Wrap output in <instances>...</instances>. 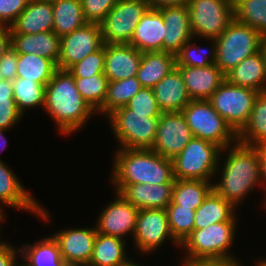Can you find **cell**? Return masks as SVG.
<instances>
[{
    "label": "cell",
    "mask_w": 266,
    "mask_h": 266,
    "mask_svg": "<svg viewBox=\"0 0 266 266\" xmlns=\"http://www.w3.org/2000/svg\"><path fill=\"white\" fill-rule=\"evenodd\" d=\"M167 238L180 247L171 234L166 210L139 209L132 239L134 246L140 250L139 252L147 255V253L157 251V248L161 247Z\"/></svg>",
    "instance_id": "7c38bea8"
},
{
    "label": "cell",
    "mask_w": 266,
    "mask_h": 266,
    "mask_svg": "<svg viewBox=\"0 0 266 266\" xmlns=\"http://www.w3.org/2000/svg\"><path fill=\"white\" fill-rule=\"evenodd\" d=\"M40 1L49 2V3H54V2H56V1H58V0H40Z\"/></svg>",
    "instance_id": "91938a15"
},
{
    "label": "cell",
    "mask_w": 266,
    "mask_h": 266,
    "mask_svg": "<svg viewBox=\"0 0 266 266\" xmlns=\"http://www.w3.org/2000/svg\"><path fill=\"white\" fill-rule=\"evenodd\" d=\"M237 222H219L203 229H194L184 239L179 248L185 249L187 259L227 261L239 264V260L229 253L235 240Z\"/></svg>",
    "instance_id": "277c9868"
},
{
    "label": "cell",
    "mask_w": 266,
    "mask_h": 266,
    "mask_svg": "<svg viewBox=\"0 0 266 266\" xmlns=\"http://www.w3.org/2000/svg\"><path fill=\"white\" fill-rule=\"evenodd\" d=\"M112 185L115 192L138 209H166L172 202L174 183Z\"/></svg>",
    "instance_id": "ac0fdd59"
},
{
    "label": "cell",
    "mask_w": 266,
    "mask_h": 266,
    "mask_svg": "<svg viewBox=\"0 0 266 266\" xmlns=\"http://www.w3.org/2000/svg\"><path fill=\"white\" fill-rule=\"evenodd\" d=\"M142 88L137 77H129L118 81H109L107 96L103 106L96 112L107 118L115 110L125 107L133 96Z\"/></svg>",
    "instance_id": "e575fe53"
},
{
    "label": "cell",
    "mask_w": 266,
    "mask_h": 266,
    "mask_svg": "<svg viewBox=\"0 0 266 266\" xmlns=\"http://www.w3.org/2000/svg\"><path fill=\"white\" fill-rule=\"evenodd\" d=\"M0 98H14L11 81L3 80L0 82Z\"/></svg>",
    "instance_id": "f5cc1de1"
},
{
    "label": "cell",
    "mask_w": 266,
    "mask_h": 266,
    "mask_svg": "<svg viewBox=\"0 0 266 266\" xmlns=\"http://www.w3.org/2000/svg\"><path fill=\"white\" fill-rule=\"evenodd\" d=\"M22 117L14 98H0V128L9 131Z\"/></svg>",
    "instance_id": "ee69618b"
},
{
    "label": "cell",
    "mask_w": 266,
    "mask_h": 266,
    "mask_svg": "<svg viewBox=\"0 0 266 266\" xmlns=\"http://www.w3.org/2000/svg\"><path fill=\"white\" fill-rule=\"evenodd\" d=\"M150 8L160 9L167 6H178L187 4L188 0H147Z\"/></svg>",
    "instance_id": "f907efd6"
},
{
    "label": "cell",
    "mask_w": 266,
    "mask_h": 266,
    "mask_svg": "<svg viewBox=\"0 0 266 266\" xmlns=\"http://www.w3.org/2000/svg\"><path fill=\"white\" fill-rule=\"evenodd\" d=\"M113 184L174 183L172 159L152 149H118L114 155Z\"/></svg>",
    "instance_id": "3957f363"
},
{
    "label": "cell",
    "mask_w": 266,
    "mask_h": 266,
    "mask_svg": "<svg viewBox=\"0 0 266 266\" xmlns=\"http://www.w3.org/2000/svg\"><path fill=\"white\" fill-rule=\"evenodd\" d=\"M258 94L257 90L225 80L208 101L238 134L247 124Z\"/></svg>",
    "instance_id": "30bf717a"
},
{
    "label": "cell",
    "mask_w": 266,
    "mask_h": 266,
    "mask_svg": "<svg viewBox=\"0 0 266 266\" xmlns=\"http://www.w3.org/2000/svg\"><path fill=\"white\" fill-rule=\"evenodd\" d=\"M182 266H235L233 263L220 260L187 259L184 258Z\"/></svg>",
    "instance_id": "c3c4849f"
},
{
    "label": "cell",
    "mask_w": 266,
    "mask_h": 266,
    "mask_svg": "<svg viewBox=\"0 0 266 266\" xmlns=\"http://www.w3.org/2000/svg\"><path fill=\"white\" fill-rule=\"evenodd\" d=\"M10 46V27L0 23V58Z\"/></svg>",
    "instance_id": "681fc988"
},
{
    "label": "cell",
    "mask_w": 266,
    "mask_h": 266,
    "mask_svg": "<svg viewBox=\"0 0 266 266\" xmlns=\"http://www.w3.org/2000/svg\"><path fill=\"white\" fill-rule=\"evenodd\" d=\"M11 47L18 54H38L56 66L60 54V37L53 31L36 34H10Z\"/></svg>",
    "instance_id": "cb8c5ba5"
},
{
    "label": "cell",
    "mask_w": 266,
    "mask_h": 266,
    "mask_svg": "<svg viewBox=\"0 0 266 266\" xmlns=\"http://www.w3.org/2000/svg\"><path fill=\"white\" fill-rule=\"evenodd\" d=\"M4 132H7V130L6 129H3V128H0V145L3 144L0 147V151L4 150V148L6 147V144H7V140L4 137ZM0 160H1V158H0Z\"/></svg>",
    "instance_id": "db71d44e"
},
{
    "label": "cell",
    "mask_w": 266,
    "mask_h": 266,
    "mask_svg": "<svg viewBox=\"0 0 266 266\" xmlns=\"http://www.w3.org/2000/svg\"><path fill=\"white\" fill-rule=\"evenodd\" d=\"M115 193L117 198L108 203L97 218L96 229L98 233L124 240L125 236L133 237L139 209Z\"/></svg>",
    "instance_id": "9a60e30c"
},
{
    "label": "cell",
    "mask_w": 266,
    "mask_h": 266,
    "mask_svg": "<svg viewBox=\"0 0 266 266\" xmlns=\"http://www.w3.org/2000/svg\"><path fill=\"white\" fill-rule=\"evenodd\" d=\"M105 68V44L94 53L89 54L83 60L72 65L68 71L74 78H89L95 74L104 73Z\"/></svg>",
    "instance_id": "60d3db41"
},
{
    "label": "cell",
    "mask_w": 266,
    "mask_h": 266,
    "mask_svg": "<svg viewBox=\"0 0 266 266\" xmlns=\"http://www.w3.org/2000/svg\"><path fill=\"white\" fill-rule=\"evenodd\" d=\"M12 87L15 103L22 115L27 109L44 107L46 86L26 78L16 77L12 81Z\"/></svg>",
    "instance_id": "d590c367"
},
{
    "label": "cell",
    "mask_w": 266,
    "mask_h": 266,
    "mask_svg": "<svg viewBox=\"0 0 266 266\" xmlns=\"http://www.w3.org/2000/svg\"><path fill=\"white\" fill-rule=\"evenodd\" d=\"M159 117L136 113L126 107L108 116L119 149H151L154 145Z\"/></svg>",
    "instance_id": "ba28073f"
},
{
    "label": "cell",
    "mask_w": 266,
    "mask_h": 266,
    "mask_svg": "<svg viewBox=\"0 0 266 266\" xmlns=\"http://www.w3.org/2000/svg\"><path fill=\"white\" fill-rule=\"evenodd\" d=\"M3 80H4V78H3L2 74H1V71H0V82L3 81Z\"/></svg>",
    "instance_id": "6125c7cd"
},
{
    "label": "cell",
    "mask_w": 266,
    "mask_h": 266,
    "mask_svg": "<svg viewBox=\"0 0 266 266\" xmlns=\"http://www.w3.org/2000/svg\"><path fill=\"white\" fill-rule=\"evenodd\" d=\"M103 45L100 25L86 23L60 38L57 68L68 70L72 65L99 50Z\"/></svg>",
    "instance_id": "4fadbf2b"
},
{
    "label": "cell",
    "mask_w": 266,
    "mask_h": 266,
    "mask_svg": "<svg viewBox=\"0 0 266 266\" xmlns=\"http://www.w3.org/2000/svg\"><path fill=\"white\" fill-rule=\"evenodd\" d=\"M43 109L63 135L79 131L96 113L77 90L73 75L59 68L46 84Z\"/></svg>",
    "instance_id": "6da1fadb"
},
{
    "label": "cell",
    "mask_w": 266,
    "mask_h": 266,
    "mask_svg": "<svg viewBox=\"0 0 266 266\" xmlns=\"http://www.w3.org/2000/svg\"><path fill=\"white\" fill-rule=\"evenodd\" d=\"M191 100H208L226 80L225 74L215 64L206 67L176 66Z\"/></svg>",
    "instance_id": "ffe728a7"
},
{
    "label": "cell",
    "mask_w": 266,
    "mask_h": 266,
    "mask_svg": "<svg viewBox=\"0 0 266 266\" xmlns=\"http://www.w3.org/2000/svg\"><path fill=\"white\" fill-rule=\"evenodd\" d=\"M1 204L18 210L25 209L46 222L50 221L48 211H45L41 203L25 190L22 182L2 159L0 160V207L3 206Z\"/></svg>",
    "instance_id": "2e32d148"
},
{
    "label": "cell",
    "mask_w": 266,
    "mask_h": 266,
    "mask_svg": "<svg viewBox=\"0 0 266 266\" xmlns=\"http://www.w3.org/2000/svg\"><path fill=\"white\" fill-rule=\"evenodd\" d=\"M56 69L57 66L50 59L38 54H18V78H26L46 86Z\"/></svg>",
    "instance_id": "836d02e7"
},
{
    "label": "cell",
    "mask_w": 266,
    "mask_h": 266,
    "mask_svg": "<svg viewBox=\"0 0 266 266\" xmlns=\"http://www.w3.org/2000/svg\"><path fill=\"white\" fill-rule=\"evenodd\" d=\"M262 147L266 150V142L262 145Z\"/></svg>",
    "instance_id": "be15d7a7"
},
{
    "label": "cell",
    "mask_w": 266,
    "mask_h": 266,
    "mask_svg": "<svg viewBox=\"0 0 266 266\" xmlns=\"http://www.w3.org/2000/svg\"><path fill=\"white\" fill-rule=\"evenodd\" d=\"M181 112L193 137L216 144L222 150L238 142V134L208 100H191Z\"/></svg>",
    "instance_id": "52a82bcc"
},
{
    "label": "cell",
    "mask_w": 266,
    "mask_h": 266,
    "mask_svg": "<svg viewBox=\"0 0 266 266\" xmlns=\"http://www.w3.org/2000/svg\"><path fill=\"white\" fill-rule=\"evenodd\" d=\"M29 0H0V23L10 26L27 6Z\"/></svg>",
    "instance_id": "f6af8a7d"
},
{
    "label": "cell",
    "mask_w": 266,
    "mask_h": 266,
    "mask_svg": "<svg viewBox=\"0 0 266 266\" xmlns=\"http://www.w3.org/2000/svg\"><path fill=\"white\" fill-rule=\"evenodd\" d=\"M96 235V227L67 228L52 234L59 245L62 259L69 266L89 264Z\"/></svg>",
    "instance_id": "e0dca14e"
},
{
    "label": "cell",
    "mask_w": 266,
    "mask_h": 266,
    "mask_svg": "<svg viewBox=\"0 0 266 266\" xmlns=\"http://www.w3.org/2000/svg\"><path fill=\"white\" fill-rule=\"evenodd\" d=\"M142 52L130 44H105L104 74L109 81L136 77Z\"/></svg>",
    "instance_id": "44dd1931"
},
{
    "label": "cell",
    "mask_w": 266,
    "mask_h": 266,
    "mask_svg": "<svg viewBox=\"0 0 266 266\" xmlns=\"http://www.w3.org/2000/svg\"><path fill=\"white\" fill-rule=\"evenodd\" d=\"M3 212H0V223L2 222L3 223V220H5V215L3 216ZM2 224H0V227H1ZM1 229V228H0ZM1 232V231H0ZM1 235V234H0ZM4 241H0V245L3 243Z\"/></svg>",
    "instance_id": "6f0895ef"
},
{
    "label": "cell",
    "mask_w": 266,
    "mask_h": 266,
    "mask_svg": "<svg viewBox=\"0 0 266 266\" xmlns=\"http://www.w3.org/2000/svg\"><path fill=\"white\" fill-rule=\"evenodd\" d=\"M149 8L147 0H117L99 24L104 44H129L135 27Z\"/></svg>",
    "instance_id": "8fae6325"
},
{
    "label": "cell",
    "mask_w": 266,
    "mask_h": 266,
    "mask_svg": "<svg viewBox=\"0 0 266 266\" xmlns=\"http://www.w3.org/2000/svg\"><path fill=\"white\" fill-rule=\"evenodd\" d=\"M210 182V183H209ZM212 181L175 180L172 201L191 210H196L212 191Z\"/></svg>",
    "instance_id": "d6a6232c"
},
{
    "label": "cell",
    "mask_w": 266,
    "mask_h": 266,
    "mask_svg": "<svg viewBox=\"0 0 266 266\" xmlns=\"http://www.w3.org/2000/svg\"><path fill=\"white\" fill-rule=\"evenodd\" d=\"M18 53L10 46L0 58V71L4 80L13 81L16 78Z\"/></svg>",
    "instance_id": "bcb514c9"
},
{
    "label": "cell",
    "mask_w": 266,
    "mask_h": 266,
    "mask_svg": "<svg viewBox=\"0 0 266 266\" xmlns=\"http://www.w3.org/2000/svg\"><path fill=\"white\" fill-rule=\"evenodd\" d=\"M222 153H225V150L218 145L193 137L184 149L172 159L174 179L211 181L221 167L220 156Z\"/></svg>",
    "instance_id": "5b68a950"
},
{
    "label": "cell",
    "mask_w": 266,
    "mask_h": 266,
    "mask_svg": "<svg viewBox=\"0 0 266 266\" xmlns=\"http://www.w3.org/2000/svg\"><path fill=\"white\" fill-rule=\"evenodd\" d=\"M20 257L28 266H69L61 257L59 245L53 236L25 243L20 248Z\"/></svg>",
    "instance_id": "f1b7e54d"
},
{
    "label": "cell",
    "mask_w": 266,
    "mask_h": 266,
    "mask_svg": "<svg viewBox=\"0 0 266 266\" xmlns=\"http://www.w3.org/2000/svg\"><path fill=\"white\" fill-rule=\"evenodd\" d=\"M125 107L136 113L148 114L150 117H160L162 114L151 88H141Z\"/></svg>",
    "instance_id": "b9f144b4"
},
{
    "label": "cell",
    "mask_w": 266,
    "mask_h": 266,
    "mask_svg": "<svg viewBox=\"0 0 266 266\" xmlns=\"http://www.w3.org/2000/svg\"><path fill=\"white\" fill-rule=\"evenodd\" d=\"M16 266H28V265H26V264L24 263V261H23V263L21 262V264H20V263H17Z\"/></svg>",
    "instance_id": "94428289"
},
{
    "label": "cell",
    "mask_w": 266,
    "mask_h": 266,
    "mask_svg": "<svg viewBox=\"0 0 266 266\" xmlns=\"http://www.w3.org/2000/svg\"><path fill=\"white\" fill-rule=\"evenodd\" d=\"M257 262H256L257 266H266V259L264 260V258L261 260L259 259V261Z\"/></svg>",
    "instance_id": "680465c9"
},
{
    "label": "cell",
    "mask_w": 266,
    "mask_h": 266,
    "mask_svg": "<svg viewBox=\"0 0 266 266\" xmlns=\"http://www.w3.org/2000/svg\"><path fill=\"white\" fill-rule=\"evenodd\" d=\"M164 32L162 13L149 8L135 27L129 44L140 52L163 51Z\"/></svg>",
    "instance_id": "7402d4cb"
},
{
    "label": "cell",
    "mask_w": 266,
    "mask_h": 266,
    "mask_svg": "<svg viewBox=\"0 0 266 266\" xmlns=\"http://www.w3.org/2000/svg\"><path fill=\"white\" fill-rule=\"evenodd\" d=\"M165 25L163 51L176 55L193 38L187 4L159 9Z\"/></svg>",
    "instance_id": "d6986e66"
},
{
    "label": "cell",
    "mask_w": 266,
    "mask_h": 266,
    "mask_svg": "<svg viewBox=\"0 0 266 266\" xmlns=\"http://www.w3.org/2000/svg\"><path fill=\"white\" fill-rule=\"evenodd\" d=\"M225 77L230 84L265 92L266 62L262 51L242 60Z\"/></svg>",
    "instance_id": "484cf974"
},
{
    "label": "cell",
    "mask_w": 266,
    "mask_h": 266,
    "mask_svg": "<svg viewBox=\"0 0 266 266\" xmlns=\"http://www.w3.org/2000/svg\"><path fill=\"white\" fill-rule=\"evenodd\" d=\"M177 66L176 55L164 51L142 52L137 79L142 88H151Z\"/></svg>",
    "instance_id": "4316f807"
},
{
    "label": "cell",
    "mask_w": 266,
    "mask_h": 266,
    "mask_svg": "<svg viewBox=\"0 0 266 266\" xmlns=\"http://www.w3.org/2000/svg\"><path fill=\"white\" fill-rule=\"evenodd\" d=\"M192 35L216 39L234 20L232 0H188Z\"/></svg>",
    "instance_id": "9c48e42d"
},
{
    "label": "cell",
    "mask_w": 266,
    "mask_h": 266,
    "mask_svg": "<svg viewBox=\"0 0 266 266\" xmlns=\"http://www.w3.org/2000/svg\"><path fill=\"white\" fill-rule=\"evenodd\" d=\"M117 0H81L83 16L87 23L100 24Z\"/></svg>",
    "instance_id": "7bdbcfd3"
},
{
    "label": "cell",
    "mask_w": 266,
    "mask_h": 266,
    "mask_svg": "<svg viewBox=\"0 0 266 266\" xmlns=\"http://www.w3.org/2000/svg\"><path fill=\"white\" fill-rule=\"evenodd\" d=\"M193 40H195L194 37L190 41L186 42L182 46L181 50L176 54L177 66L206 67L215 63L217 48L216 40L206 39L212 42L210 51H207L208 49L201 48V46L199 47V45L196 44V41L194 42Z\"/></svg>",
    "instance_id": "f35d334b"
},
{
    "label": "cell",
    "mask_w": 266,
    "mask_h": 266,
    "mask_svg": "<svg viewBox=\"0 0 266 266\" xmlns=\"http://www.w3.org/2000/svg\"><path fill=\"white\" fill-rule=\"evenodd\" d=\"M53 29L60 38L84 26L81 0H58L52 3Z\"/></svg>",
    "instance_id": "4dcf8cb0"
},
{
    "label": "cell",
    "mask_w": 266,
    "mask_h": 266,
    "mask_svg": "<svg viewBox=\"0 0 266 266\" xmlns=\"http://www.w3.org/2000/svg\"><path fill=\"white\" fill-rule=\"evenodd\" d=\"M259 158H260L261 184L263 182V184H265L266 186V150L262 146H259ZM264 195L265 198L262 199L263 200L262 202L264 203L263 206L266 207V194Z\"/></svg>",
    "instance_id": "816d5d0a"
},
{
    "label": "cell",
    "mask_w": 266,
    "mask_h": 266,
    "mask_svg": "<svg viewBox=\"0 0 266 266\" xmlns=\"http://www.w3.org/2000/svg\"><path fill=\"white\" fill-rule=\"evenodd\" d=\"M153 91L162 112L182 111L191 101L177 67L159 81Z\"/></svg>",
    "instance_id": "d4e9b609"
},
{
    "label": "cell",
    "mask_w": 266,
    "mask_h": 266,
    "mask_svg": "<svg viewBox=\"0 0 266 266\" xmlns=\"http://www.w3.org/2000/svg\"><path fill=\"white\" fill-rule=\"evenodd\" d=\"M263 55H264V58H265V62H266V35L264 36L263 38V41H262V49H261Z\"/></svg>",
    "instance_id": "9f6ffc18"
},
{
    "label": "cell",
    "mask_w": 266,
    "mask_h": 266,
    "mask_svg": "<svg viewBox=\"0 0 266 266\" xmlns=\"http://www.w3.org/2000/svg\"><path fill=\"white\" fill-rule=\"evenodd\" d=\"M165 210L171 234L181 244L194 230L195 210L176 205L173 201Z\"/></svg>",
    "instance_id": "ab89813d"
},
{
    "label": "cell",
    "mask_w": 266,
    "mask_h": 266,
    "mask_svg": "<svg viewBox=\"0 0 266 266\" xmlns=\"http://www.w3.org/2000/svg\"><path fill=\"white\" fill-rule=\"evenodd\" d=\"M18 254V256H17ZM20 247L15 246L5 241L0 245V266H16L20 257ZM17 257V258H16Z\"/></svg>",
    "instance_id": "7dc6e473"
},
{
    "label": "cell",
    "mask_w": 266,
    "mask_h": 266,
    "mask_svg": "<svg viewBox=\"0 0 266 266\" xmlns=\"http://www.w3.org/2000/svg\"><path fill=\"white\" fill-rule=\"evenodd\" d=\"M118 266H141V264L140 263L138 264V262L136 263L133 261V259L130 260L128 258L125 262H123L122 264H120ZM142 266H144V265H142Z\"/></svg>",
    "instance_id": "11a10c76"
},
{
    "label": "cell",
    "mask_w": 266,
    "mask_h": 266,
    "mask_svg": "<svg viewBox=\"0 0 266 266\" xmlns=\"http://www.w3.org/2000/svg\"><path fill=\"white\" fill-rule=\"evenodd\" d=\"M238 142L247 146H262L266 142V91L255 98L249 120L238 133Z\"/></svg>",
    "instance_id": "1f68e13d"
},
{
    "label": "cell",
    "mask_w": 266,
    "mask_h": 266,
    "mask_svg": "<svg viewBox=\"0 0 266 266\" xmlns=\"http://www.w3.org/2000/svg\"><path fill=\"white\" fill-rule=\"evenodd\" d=\"M234 19L266 35V0H234Z\"/></svg>",
    "instance_id": "8d00e7d4"
},
{
    "label": "cell",
    "mask_w": 266,
    "mask_h": 266,
    "mask_svg": "<svg viewBox=\"0 0 266 266\" xmlns=\"http://www.w3.org/2000/svg\"><path fill=\"white\" fill-rule=\"evenodd\" d=\"M125 244L126 240L97 232L89 265L118 266L122 264L129 258L125 251Z\"/></svg>",
    "instance_id": "f546056e"
},
{
    "label": "cell",
    "mask_w": 266,
    "mask_h": 266,
    "mask_svg": "<svg viewBox=\"0 0 266 266\" xmlns=\"http://www.w3.org/2000/svg\"><path fill=\"white\" fill-rule=\"evenodd\" d=\"M75 86L83 99L97 112L107 96L109 80L104 73L89 78H74Z\"/></svg>",
    "instance_id": "74e56055"
},
{
    "label": "cell",
    "mask_w": 266,
    "mask_h": 266,
    "mask_svg": "<svg viewBox=\"0 0 266 266\" xmlns=\"http://www.w3.org/2000/svg\"><path fill=\"white\" fill-rule=\"evenodd\" d=\"M228 149V150H227ZM221 181L212 184V190L235 207L254 187L261 184L259 146H247L239 142L226 147ZM230 151V152H229ZM259 183V184H258Z\"/></svg>",
    "instance_id": "7a4b0ae2"
},
{
    "label": "cell",
    "mask_w": 266,
    "mask_h": 266,
    "mask_svg": "<svg viewBox=\"0 0 266 266\" xmlns=\"http://www.w3.org/2000/svg\"><path fill=\"white\" fill-rule=\"evenodd\" d=\"M192 138L191 129L181 111L162 112L151 149L165 158L173 159Z\"/></svg>",
    "instance_id": "5bb4252c"
},
{
    "label": "cell",
    "mask_w": 266,
    "mask_h": 266,
    "mask_svg": "<svg viewBox=\"0 0 266 266\" xmlns=\"http://www.w3.org/2000/svg\"><path fill=\"white\" fill-rule=\"evenodd\" d=\"M264 36L234 19L215 40V64L226 75L245 58L261 51Z\"/></svg>",
    "instance_id": "8992f818"
},
{
    "label": "cell",
    "mask_w": 266,
    "mask_h": 266,
    "mask_svg": "<svg viewBox=\"0 0 266 266\" xmlns=\"http://www.w3.org/2000/svg\"><path fill=\"white\" fill-rule=\"evenodd\" d=\"M236 207L213 190L195 210L194 229H203L219 222H238Z\"/></svg>",
    "instance_id": "83f0119b"
},
{
    "label": "cell",
    "mask_w": 266,
    "mask_h": 266,
    "mask_svg": "<svg viewBox=\"0 0 266 266\" xmlns=\"http://www.w3.org/2000/svg\"><path fill=\"white\" fill-rule=\"evenodd\" d=\"M9 27L10 34H36L52 31V3L29 0L25 9Z\"/></svg>",
    "instance_id": "603a6c76"
}]
</instances>
